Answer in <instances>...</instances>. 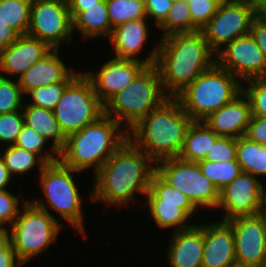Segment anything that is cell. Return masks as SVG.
<instances>
[{
	"instance_id": "f6af8a7d",
	"label": "cell",
	"mask_w": 266,
	"mask_h": 267,
	"mask_svg": "<svg viewBox=\"0 0 266 267\" xmlns=\"http://www.w3.org/2000/svg\"><path fill=\"white\" fill-rule=\"evenodd\" d=\"M250 33L257 42L266 60V16L264 14H258L254 18Z\"/></svg>"
},
{
	"instance_id": "4dcf8cb0",
	"label": "cell",
	"mask_w": 266,
	"mask_h": 267,
	"mask_svg": "<svg viewBox=\"0 0 266 267\" xmlns=\"http://www.w3.org/2000/svg\"><path fill=\"white\" fill-rule=\"evenodd\" d=\"M32 0H0V18L19 35H27Z\"/></svg>"
},
{
	"instance_id": "7dc6e473",
	"label": "cell",
	"mask_w": 266,
	"mask_h": 267,
	"mask_svg": "<svg viewBox=\"0 0 266 267\" xmlns=\"http://www.w3.org/2000/svg\"><path fill=\"white\" fill-rule=\"evenodd\" d=\"M101 1L102 0H67L71 19H73L79 12L83 11V7H91Z\"/></svg>"
},
{
	"instance_id": "ee69618b",
	"label": "cell",
	"mask_w": 266,
	"mask_h": 267,
	"mask_svg": "<svg viewBox=\"0 0 266 267\" xmlns=\"http://www.w3.org/2000/svg\"><path fill=\"white\" fill-rule=\"evenodd\" d=\"M245 136L251 141L266 145V117L251 115Z\"/></svg>"
},
{
	"instance_id": "f1b7e54d",
	"label": "cell",
	"mask_w": 266,
	"mask_h": 267,
	"mask_svg": "<svg viewBox=\"0 0 266 267\" xmlns=\"http://www.w3.org/2000/svg\"><path fill=\"white\" fill-rule=\"evenodd\" d=\"M4 152L1 153V158L8 169L11 177L14 175H23L31 172L35 166L39 168V174L47 165V163L36 153L26 151L16 145H8ZM38 164V166H37Z\"/></svg>"
},
{
	"instance_id": "f907efd6",
	"label": "cell",
	"mask_w": 266,
	"mask_h": 267,
	"mask_svg": "<svg viewBox=\"0 0 266 267\" xmlns=\"http://www.w3.org/2000/svg\"><path fill=\"white\" fill-rule=\"evenodd\" d=\"M218 4H230V3H234L238 0H215Z\"/></svg>"
},
{
	"instance_id": "60d3db41",
	"label": "cell",
	"mask_w": 266,
	"mask_h": 267,
	"mask_svg": "<svg viewBox=\"0 0 266 267\" xmlns=\"http://www.w3.org/2000/svg\"><path fill=\"white\" fill-rule=\"evenodd\" d=\"M219 5L215 0H191L188 6L193 23L201 30L215 15Z\"/></svg>"
},
{
	"instance_id": "836d02e7",
	"label": "cell",
	"mask_w": 266,
	"mask_h": 267,
	"mask_svg": "<svg viewBox=\"0 0 266 267\" xmlns=\"http://www.w3.org/2000/svg\"><path fill=\"white\" fill-rule=\"evenodd\" d=\"M47 144H49L47 140L37 134L31 127L24 124L14 145L38 154L47 164L59 161V152L52 145H50V149L46 150Z\"/></svg>"
},
{
	"instance_id": "f546056e",
	"label": "cell",
	"mask_w": 266,
	"mask_h": 267,
	"mask_svg": "<svg viewBox=\"0 0 266 267\" xmlns=\"http://www.w3.org/2000/svg\"><path fill=\"white\" fill-rule=\"evenodd\" d=\"M162 30L161 38L173 33L197 32L200 29L193 23L188 2L174 0L166 19L158 26Z\"/></svg>"
},
{
	"instance_id": "3957f363",
	"label": "cell",
	"mask_w": 266,
	"mask_h": 267,
	"mask_svg": "<svg viewBox=\"0 0 266 267\" xmlns=\"http://www.w3.org/2000/svg\"><path fill=\"white\" fill-rule=\"evenodd\" d=\"M194 120L169 97L128 131V139L154 163L178 157Z\"/></svg>"
},
{
	"instance_id": "4fadbf2b",
	"label": "cell",
	"mask_w": 266,
	"mask_h": 267,
	"mask_svg": "<svg viewBox=\"0 0 266 267\" xmlns=\"http://www.w3.org/2000/svg\"><path fill=\"white\" fill-rule=\"evenodd\" d=\"M264 187L259 178L242 171L219 191L217 208L221 207L226 212L222 221L260 214L264 207Z\"/></svg>"
},
{
	"instance_id": "8d00e7d4",
	"label": "cell",
	"mask_w": 266,
	"mask_h": 267,
	"mask_svg": "<svg viewBox=\"0 0 266 267\" xmlns=\"http://www.w3.org/2000/svg\"><path fill=\"white\" fill-rule=\"evenodd\" d=\"M243 83V93L250 100L251 115L266 117V77L249 79Z\"/></svg>"
},
{
	"instance_id": "d6a6232c",
	"label": "cell",
	"mask_w": 266,
	"mask_h": 267,
	"mask_svg": "<svg viewBox=\"0 0 266 267\" xmlns=\"http://www.w3.org/2000/svg\"><path fill=\"white\" fill-rule=\"evenodd\" d=\"M198 165L202 173L213 182L219 191L242 172L240 164L237 161L220 163L203 159L198 161Z\"/></svg>"
},
{
	"instance_id": "484cf974",
	"label": "cell",
	"mask_w": 266,
	"mask_h": 267,
	"mask_svg": "<svg viewBox=\"0 0 266 267\" xmlns=\"http://www.w3.org/2000/svg\"><path fill=\"white\" fill-rule=\"evenodd\" d=\"M236 159L242 171L257 178L266 176V145L251 141L246 136L238 137Z\"/></svg>"
},
{
	"instance_id": "b9f144b4",
	"label": "cell",
	"mask_w": 266,
	"mask_h": 267,
	"mask_svg": "<svg viewBox=\"0 0 266 267\" xmlns=\"http://www.w3.org/2000/svg\"><path fill=\"white\" fill-rule=\"evenodd\" d=\"M174 0H144L147 18L158 27L165 19Z\"/></svg>"
},
{
	"instance_id": "44dd1931",
	"label": "cell",
	"mask_w": 266,
	"mask_h": 267,
	"mask_svg": "<svg viewBox=\"0 0 266 267\" xmlns=\"http://www.w3.org/2000/svg\"><path fill=\"white\" fill-rule=\"evenodd\" d=\"M250 118V100L242 92L203 121L219 136L238 138L245 136Z\"/></svg>"
},
{
	"instance_id": "c3c4849f",
	"label": "cell",
	"mask_w": 266,
	"mask_h": 267,
	"mask_svg": "<svg viewBox=\"0 0 266 267\" xmlns=\"http://www.w3.org/2000/svg\"><path fill=\"white\" fill-rule=\"evenodd\" d=\"M10 173L8 172L7 167L4 164V161L0 157V190H5L11 179Z\"/></svg>"
},
{
	"instance_id": "7402d4cb",
	"label": "cell",
	"mask_w": 266,
	"mask_h": 267,
	"mask_svg": "<svg viewBox=\"0 0 266 267\" xmlns=\"http://www.w3.org/2000/svg\"><path fill=\"white\" fill-rule=\"evenodd\" d=\"M167 246L170 267H202L204 225L175 231Z\"/></svg>"
},
{
	"instance_id": "e0dca14e",
	"label": "cell",
	"mask_w": 266,
	"mask_h": 267,
	"mask_svg": "<svg viewBox=\"0 0 266 267\" xmlns=\"http://www.w3.org/2000/svg\"><path fill=\"white\" fill-rule=\"evenodd\" d=\"M147 20L149 19L141 18L128 21L113 28L109 41L110 45L114 46V57L140 60L146 65L155 64L159 45H155L152 51H148L149 53L146 58H142L143 60L137 57L150 36Z\"/></svg>"
},
{
	"instance_id": "ffe728a7",
	"label": "cell",
	"mask_w": 266,
	"mask_h": 267,
	"mask_svg": "<svg viewBox=\"0 0 266 267\" xmlns=\"http://www.w3.org/2000/svg\"><path fill=\"white\" fill-rule=\"evenodd\" d=\"M60 50L52 49L41 60L33 64L19 79L24 96L31 90L56 82H71L76 73L60 59Z\"/></svg>"
},
{
	"instance_id": "681fc988",
	"label": "cell",
	"mask_w": 266,
	"mask_h": 267,
	"mask_svg": "<svg viewBox=\"0 0 266 267\" xmlns=\"http://www.w3.org/2000/svg\"><path fill=\"white\" fill-rule=\"evenodd\" d=\"M255 7L258 14H263L266 11V0H249Z\"/></svg>"
},
{
	"instance_id": "7bdbcfd3",
	"label": "cell",
	"mask_w": 266,
	"mask_h": 267,
	"mask_svg": "<svg viewBox=\"0 0 266 267\" xmlns=\"http://www.w3.org/2000/svg\"><path fill=\"white\" fill-rule=\"evenodd\" d=\"M5 232H0V267H22Z\"/></svg>"
},
{
	"instance_id": "9a60e30c",
	"label": "cell",
	"mask_w": 266,
	"mask_h": 267,
	"mask_svg": "<svg viewBox=\"0 0 266 267\" xmlns=\"http://www.w3.org/2000/svg\"><path fill=\"white\" fill-rule=\"evenodd\" d=\"M235 240L237 267H261L266 262V225L261 214L226 221Z\"/></svg>"
},
{
	"instance_id": "cb8c5ba5",
	"label": "cell",
	"mask_w": 266,
	"mask_h": 267,
	"mask_svg": "<svg viewBox=\"0 0 266 267\" xmlns=\"http://www.w3.org/2000/svg\"><path fill=\"white\" fill-rule=\"evenodd\" d=\"M22 113L24 124L31 127L48 142L52 140V147L60 152L65 145L66 137L62 133L53 111L26 103L23 105Z\"/></svg>"
},
{
	"instance_id": "d4e9b609",
	"label": "cell",
	"mask_w": 266,
	"mask_h": 267,
	"mask_svg": "<svg viewBox=\"0 0 266 267\" xmlns=\"http://www.w3.org/2000/svg\"><path fill=\"white\" fill-rule=\"evenodd\" d=\"M219 137L204 121H194L187 131L178 158L189 162L205 159Z\"/></svg>"
},
{
	"instance_id": "bcb514c9",
	"label": "cell",
	"mask_w": 266,
	"mask_h": 267,
	"mask_svg": "<svg viewBox=\"0 0 266 267\" xmlns=\"http://www.w3.org/2000/svg\"><path fill=\"white\" fill-rule=\"evenodd\" d=\"M20 35L0 18V53Z\"/></svg>"
},
{
	"instance_id": "ab89813d",
	"label": "cell",
	"mask_w": 266,
	"mask_h": 267,
	"mask_svg": "<svg viewBox=\"0 0 266 267\" xmlns=\"http://www.w3.org/2000/svg\"><path fill=\"white\" fill-rule=\"evenodd\" d=\"M237 138L220 136L204 160L212 162L237 161L236 159Z\"/></svg>"
},
{
	"instance_id": "5b68a950",
	"label": "cell",
	"mask_w": 266,
	"mask_h": 267,
	"mask_svg": "<svg viewBox=\"0 0 266 267\" xmlns=\"http://www.w3.org/2000/svg\"><path fill=\"white\" fill-rule=\"evenodd\" d=\"M169 96L164 92L155 66L146 65L133 81L104 104V114L124 125L128 132ZM123 122V123H122Z\"/></svg>"
},
{
	"instance_id": "8992f818",
	"label": "cell",
	"mask_w": 266,
	"mask_h": 267,
	"mask_svg": "<svg viewBox=\"0 0 266 267\" xmlns=\"http://www.w3.org/2000/svg\"><path fill=\"white\" fill-rule=\"evenodd\" d=\"M241 83L238 78L215 63L175 98L194 121H203L240 95L243 92Z\"/></svg>"
},
{
	"instance_id": "f35d334b",
	"label": "cell",
	"mask_w": 266,
	"mask_h": 267,
	"mask_svg": "<svg viewBox=\"0 0 266 267\" xmlns=\"http://www.w3.org/2000/svg\"><path fill=\"white\" fill-rule=\"evenodd\" d=\"M20 203V198L7 189L0 190V232L7 229L5 224L11 226L14 223L22 209L19 208Z\"/></svg>"
},
{
	"instance_id": "52a82bcc",
	"label": "cell",
	"mask_w": 266,
	"mask_h": 267,
	"mask_svg": "<svg viewBox=\"0 0 266 267\" xmlns=\"http://www.w3.org/2000/svg\"><path fill=\"white\" fill-rule=\"evenodd\" d=\"M81 173L63 165L60 161L47 164L39 174L40 187L46 202L30 201L36 207L47 210L52 208L79 233L86 237L82 210V196L73 174ZM75 180V181H74Z\"/></svg>"
},
{
	"instance_id": "2e32d148",
	"label": "cell",
	"mask_w": 266,
	"mask_h": 267,
	"mask_svg": "<svg viewBox=\"0 0 266 267\" xmlns=\"http://www.w3.org/2000/svg\"><path fill=\"white\" fill-rule=\"evenodd\" d=\"M146 66L143 61L113 57L102 65L97 73L84 74L93 84L100 101L105 104L113 95L128 86L135 76Z\"/></svg>"
},
{
	"instance_id": "ba28073f",
	"label": "cell",
	"mask_w": 266,
	"mask_h": 267,
	"mask_svg": "<svg viewBox=\"0 0 266 267\" xmlns=\"http://www.w3.org/2000/svg\"><path fill=\"white\" fill-rule=\"evenodd\" d=\"M23 203V210L5 233L18 259L25 265L56 241L63 225L49 211L36 207L26 199Z\"/></svg>"
},
{
	"instance_id": "8fae6325",
	"label": "cell",
	"mask_w": 266,
	"mask_h": 267,
	"mask_svg": "<svg viewBox=\"0 0 266 267\" xmlns=\"http://www.w3.org/2000/svg\"><path fill=\"white\" fill-rule=\"evenodd\" d=\"M27 35L60 49L61 42H72V19L67 0H32Z\"/></svg>"
},
{
	"instance_id": "603a6c76",
	"label": "cell",
	"mask_w": 266,
	"mask_h": 267,
	"mask_svg": "<svg viewBox=\"0 0 266 267\" xmlns=\"http://www.w3.org/2000/svg\"><path fill=\"white\" fill-rule=\"evenodd\" d=\"M75 29L81 33V37L85 40L100 36H107L109 39L113 29L108 15L106 0H102L91 7H83V11L72 19L73 34L76 33L74 32Z\"/></svg>"
},
{
	"instance_id": "1f68e13d",
	"label": "cell",
	"mask_w": 266,
	"mask_h": 267,
	"mask_svg": "<svg viewBox=\"0 0 266 267\" xmlns=\"http://www.w3.org/2000/svg\"><path fill=\"white\" fill-rule=\"evenodd\" d=\"M112 29L128 21L147 18L144 0H106Z\"/></svg>"
},
{
	"instance_id": "ac0fdd59",
	"label": "cell",
	"mask_w": 266,
	"mask_h": 267,
	"mask_svg": "<svg viewBox=\"0 0 266 267\" xmlns=\"http://www.w3.org/2000/svg\"><path fill=\"white\" fill-rule=\"evenodd\" d=\"M202 267H237L234 235L226 221L204 224Z\"/></svg>"
},
{
	"instance_id": "5bb4252c",
	"label": "cell",
	"mask_w": 266,
	"mask_h": 267,
	"mask_svg": "<svg viewBox=\"0 0 266 267\" xmlns=\"http://www.w3.org/2000/svg\"><path fill=\"white\" fill-rule=\"evenodd\" d=\"M216 63L241 82L266 77V60L251 33L222 48L216 54Z\"/></svg>"
},
{
	"instance_id": "74e56055",
	"label": "cell",
	"mask_w": 266,
	"mask_h": 267,
	"mask_svg": "<svg viewBox=\"0 0 266 267\" xmlns=\"http://www.w3.org/2000/svg\"><path fill=\"white\" fill-rule=\"evenodd\" d=\"M24 125L22 110L0 114V143L14 145Z\"/></svg>"
},
{
	"instance_id": "d6986e66",
	"label": "cell",
	"mask_w": 266,
	"mask_h": 267,
	"mask_svg": "<svg viewBox=\"0 0 266 267\" xmlns=\"http://www.w3.org/2000/svg\"><path fill=\"white\" fill-rule=\"evenodd\" d=\"M52 49L44 42L29 35H20L0 53V75H17L19 79L33 64ZM4 73V74H3Z\"/></svg>"
},
{
	"instance_id": "30bf717a",
	"label": "cell",
	"mask_w": 266,
	"mask_h": 267,
	"mask_svg": "<svg viewBox=\"0 0 266 267\" xmlns=\"http://www.w3.org/2000/svg\"><path fill=\"white\" fill-rule=\"evenodd\" d=\"M156 173L169 185L185 194L199 208H217L219 190L201 171L198 162L178 157L156 162Z\"/></svg>"
},
{
	"instance_id": "d590c367",
	"label": "cell",
	"mask_w": 266,
	"mask_h": 267,
	"mask_svg": "<svg viewBox=\"0 0 266 267\" xmlns=\"http://www.w3.org/2000/svg\"><path fill=\"white\" fill-rule=\"evenodd\" d=\"M69 83L56 82L29 91L27 95L30 96V101L32 102H28V104L53 111Z\"/></svg>"
},
{
	"instance_id": "277c9868",
	"label": "cell",
	"mask_w": 266,
	"mask_h": 267,
	"mask_svg": "<svg viewBox=\"0 0 266 267\" xmlns=\"http://www.w3.org/2000/svg\"><path fill=\"white\" fill-rule=\"evenodd\" d=\"M127 140L128 132L124 127L104 114L97 121L66 137L65 145L59 152V161L79 172L93 167L96 174Z\"/></svg>"
},
{
	"instance_id": "4316f807",
	"label": "cell",
	"mask_w": 266,
	"mask_h": 267,
	"mask_svg": "<svg viewBox=\"0 0 266 267\" xmlns=\"http://www.w3.org/2000/svg\"><path fill=\"white\" fill-rule=\"evenodd\" d=\"M144 201L155 224L161 229L173 228L175 232L193 226V224H187L190 216L179 208V205L161 204V200Z\"/></svg>"
},
{
	"instance_id": "7a4b0ae2",
	"label": "cell",
	"mask_w": 266,
	"mask_h": 267,
	"mask_svg": "<svg viewBox=\"0 0 266 267\" xmlns=\"http://www.w3.org/2000/svg\"><path fill=\"white\" fill-rule=\"evenodd\" d=\"M215 63L216 54L201 30L160 38L155 66L169 97H175Z\"/></svg>"
},
{
	"instance_id": "e575fe53",
	"label": "cell",
	"mask_w": 266,
	"mask_h": 267,
	"mask_svg": "<svg viewBox=\"0 0 266 267\" xmlns=\"http://www.w3.org/2000/svg\"><path fill=\"white\" fill-rule=\"evenodd\" d=\"M16 81L0 75V114L19 111L23 108L24 94L18 80Z\"/></svg>"
},
{
	"instance_id": "9c48e42d",
	"label": "cell",
	"mask_w": 266,
	"mask_h": 267,
	"mask_svg": "<svg viewBox=\"0 0 266 267\" xmlns=\"http://www.w3.org/2000/svg\"><path fill=\"white\" fill-rule=\"evenodd\" d=\"M53 113L62 133L68 137L103 116L104 104L90 79L81 72L67 85Z\"/></svg>"
},
{
	"instance_id": "6da1fadb",
	"label": "cell",
	"mask_w": 266,
	"mask_h": 267,
	"mask_svg": "<svg viewBox=\"0 0 266 267\" xmlns=\"http://www.w3.org/2000/svg\"><path fill=\"white\" fill-rule=\"evenodd\" d=\"M129 139L94 176L91 201L110 206H128L135 193L146 195L156 172V163Z\"/></svg>"
},
{
	"instance_id": "7c38bea8",
	"label": "cell",
	"mask_w": 266,
	"mask_h": 267,
	"mask_svg": "<svg viewBox=\"0 0 266 267\" xmlns=\"http://www.w3.org/2000/svg\"><path fill=\"white\" fill-rule=\"evenodd\" d=\"M257 15L255 7L249 0L221 4L201 31L210 49L217 54L227 44L249 34L252 22Z\"/></svg>"
},
{
	"instance_id": "83f0119b",
	"label": "cell",
	"mask_w": 266,
	"mask_h": 267,
	"mask_svg": "<svg viewBox=\"0 0 266 267\" xmlns=\"http://www.w3.org/2000/svg\"><path fill=\"white\" fill-rule=\"evenodd\" d=\"M145 197L146 200H161V204L179 205L190 217L198 211L185 194L165 182L156 172Z\"/></svg>"
},
{
	"instance_id": "816d5d0a",
	"label": "cell",
	"mask_w": 266,
	"mask_h": 267,
	"mask_svg": "<svg viewBox=\"0 0 266 267\" xmlns=\"http://www.w3.org/2000/svg\"><path fill=\"white\" fill-rule=\"evenodd\" d=\"M260 214L264 218L265 225H266V207H263V209L261 210Z\"/></svg>"
},
{
	"instance_id": "f5cc1de1",
	"label": "cell",
	"mask_w": 266,
	"mask_h": 267,
	"mask_svg": "<svg viewBox=\"0 0 266 267\" xmlns=\"http://www.w3.org/2000/svg\"><path fill=\"white\" fill-rule=\"evenodd\" d=\"M264 207H266V187H264Z\"/></svg>"
}]
</instances>
